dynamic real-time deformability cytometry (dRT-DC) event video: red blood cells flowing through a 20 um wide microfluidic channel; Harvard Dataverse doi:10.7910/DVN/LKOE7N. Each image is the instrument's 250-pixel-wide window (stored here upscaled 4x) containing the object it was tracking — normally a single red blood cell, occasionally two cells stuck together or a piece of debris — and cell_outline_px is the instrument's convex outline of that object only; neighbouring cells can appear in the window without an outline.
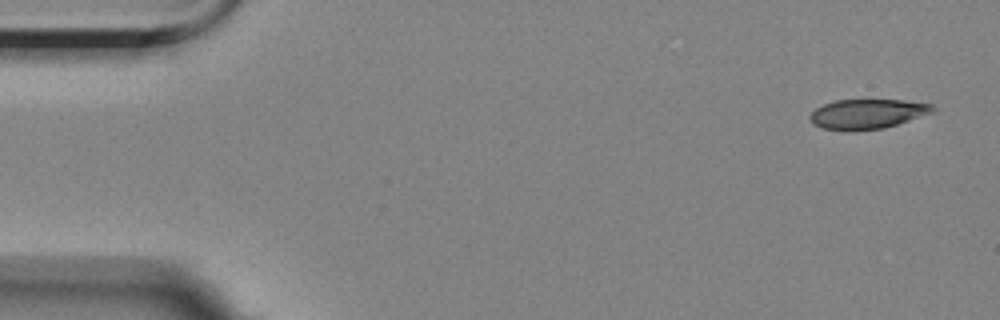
{"species": "Egyptian fruit bat (a non-hibernating species)", "species_latin": "Rousettus aegyptiacus", "temperature_condition": "room temperature", "stored_images_in_passage": 5, "camera_frame_rate_fps": 3000, "um_per_image_px": 0.085, "animal": {"sex": "female"}, "frame": {"image": 1, "passage_image": 1, "time_ms": 0.0, "image_size_px": [1000, 320], "cell_outline_px": [[936, 112], [884, 128], [848, 132], [824, 128], [812, 124], [808, 116], [816, 108], [824, 104], [836, 100], [904, 100], [932, 104], [936, 108]], "centroid_in_image_um": [73.74, 9.69], "position_along_channel_um": 11.3, "area_um2": 21.56}}
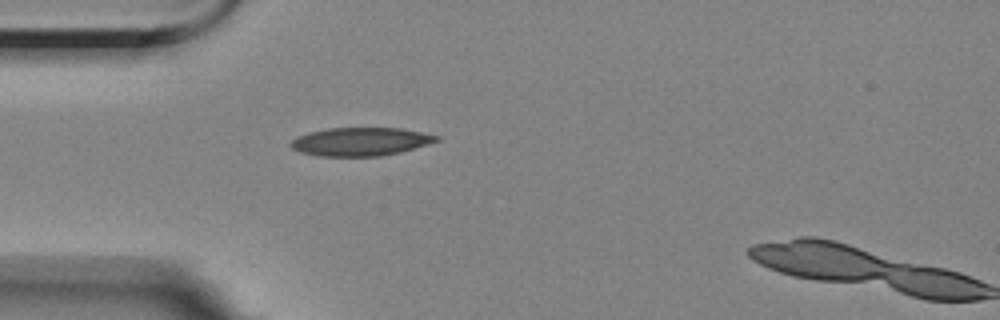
{"frame": {"image": 2, "passage_image": 4, "time_ms": 4.333, "image_size_px": [1000, 320], "cell_outline_px": [[440, 140], [428, 144], [400, 152], [380, 156], [320, 156], [300, 152], [292, 148], [288, 144], [296, 136], [308, 132], [328, 128], [400, 128], [440, 136]], "centroid_in_image_um": [30.61, 12.03], "position_along_channel_um": 54.4, "area_um2": 24.04}}